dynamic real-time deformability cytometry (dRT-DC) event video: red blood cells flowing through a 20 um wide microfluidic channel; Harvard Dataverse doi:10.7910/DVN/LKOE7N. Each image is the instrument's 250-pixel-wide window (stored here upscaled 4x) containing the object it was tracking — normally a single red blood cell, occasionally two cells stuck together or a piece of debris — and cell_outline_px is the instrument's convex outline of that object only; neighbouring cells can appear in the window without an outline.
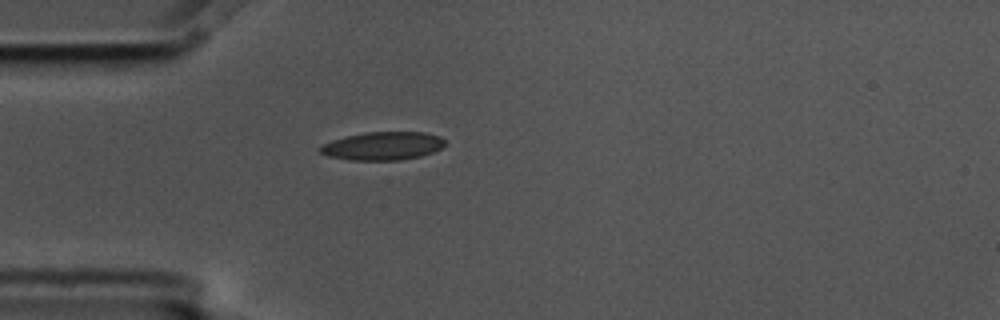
{"species": "common noctule bat (a hibernating species)", "species_latin": "Nyctalus noctula", "temperature_condition": "cold", "stored_images_in_passage": 1, "camera_frame_rate_fps": 3000, "um_per_image_px": 0.085, "animal": {"sex": "male", "body_mass_g": 17.5, "forearm_length_mm": 52.3}, "frame": {"image": 1, "passage_image": 1, "time_ms": 0.0, "image_size_px": [1000, 320], "cell_outline_px": [[444, 144], [440, 148], [432, 152], [420, 156], [400, 160], [348, 160], [328, 156], [320, 152], [316, 148], [332, 140], [364, 132], [424, 132], [440, 136], [444, 140]], "centroid_in_image_um": [32.5, 12.4], "position_along_channel_um": 52.5, "area_um2": 20.46}}